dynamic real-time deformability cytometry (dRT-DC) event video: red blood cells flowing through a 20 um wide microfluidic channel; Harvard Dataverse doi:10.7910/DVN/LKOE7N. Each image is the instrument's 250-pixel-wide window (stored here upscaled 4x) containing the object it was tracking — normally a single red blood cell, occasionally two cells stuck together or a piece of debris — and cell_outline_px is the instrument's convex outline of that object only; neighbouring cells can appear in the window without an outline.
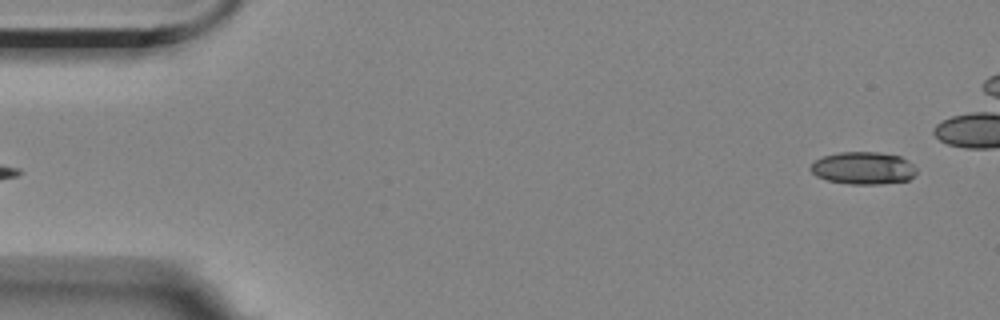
{"species": "Egyptian fruit bat (a non-hibernating species)", "species_latin": "Rousettus aegyptiacus", "temperature_condition": "room temperature", "stored_images_in_passage": 5, "segment_of_instrument_passage": [2, 2], "camera_frame_rate_fps": 3000, "um_per_image_px": 0.085, "animal": {"sex": "female"}, "frame": {"image": 1, "passage_image": 5, "time_ms": 4.667, "image_size_px": [1000, 320], "cell_outline_px": [[916, 172], [908, 180], [880, 184], [852, 184], [828, 180], [816, 176], [808, 168], [816, 160], [824, 156], [840, 152], [880, 152], [900, 156], [908, 160], [916, 168]], "centroid_in_image_um": [73.38, 14.28], "position_along_channel_um": 11.6, "area_um2": 19.94}}